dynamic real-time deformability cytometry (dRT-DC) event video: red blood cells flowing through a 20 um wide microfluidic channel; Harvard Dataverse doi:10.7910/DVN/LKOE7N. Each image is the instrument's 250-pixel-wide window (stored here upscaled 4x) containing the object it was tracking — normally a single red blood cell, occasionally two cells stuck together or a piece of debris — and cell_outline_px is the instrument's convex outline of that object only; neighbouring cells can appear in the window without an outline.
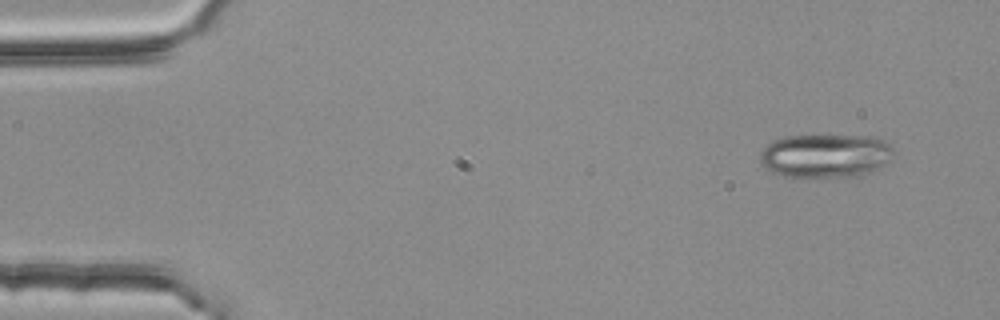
{"species": "common noctule bat (a hibernating species)", "species_latin": "Nyctalus noctula", "temperature_condition": "room temperature", "stored_images_in_passage": 4, "camera_frame_rate_fps": 3000, "um_per_image_px": 0.085, "animal": {"sex": "female", "body_mass_g": 25.1}, "frame": {"image": 1, "passage_image": 1, "time_ms": 0.0, "image_size_px": [1000, 320], "cell_outline_px": [[896, 156], [872, 172], [860, 176], [784, 176], [772, 172], [760, 160], [760, 152], [768, 144], [784, 136], [876, 136], [884, 140], [892, 148]], "centroid_in_image_um": [70.23, 13.23], "position_along_channel_um": 14.8, "area_um2": 33.81}}